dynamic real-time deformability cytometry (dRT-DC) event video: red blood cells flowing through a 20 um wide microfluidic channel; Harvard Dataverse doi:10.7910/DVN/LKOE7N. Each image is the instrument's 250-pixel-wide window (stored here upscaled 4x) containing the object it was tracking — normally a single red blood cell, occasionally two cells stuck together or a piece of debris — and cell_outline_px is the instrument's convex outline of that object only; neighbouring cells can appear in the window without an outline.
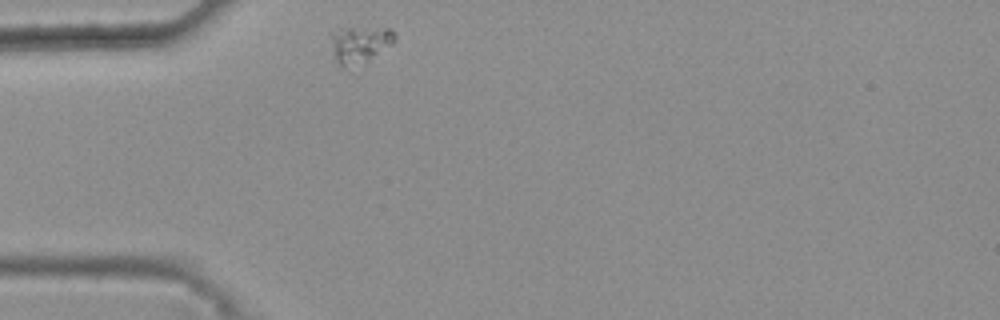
{"species": "common noctule bat (a hibernating species)", "species_latin": "Nyctalus noctula", "temperature_condition": "warm", "stored_images_in_passage": 40, "camera_frame_rate_fps": 3000, "um_per_image_px": 0.085, "animal": {"sex": "female", "body_mass_g": 25.1}, "frame": {"image": 1, "passage_image": 1, "time_ms": 0.0, "image_size_px": [1000, 320], "cell_outline_px": [[396, 40], [392, 44], [344, 68], [336, 60], [332, 40], [332, 36], [336, 28], [388, 28], [396, 36]], "centroid_in_image_um": [30.57, 3.68], "position_along_channel_um": 54.4, "area_um2": 12.48}}
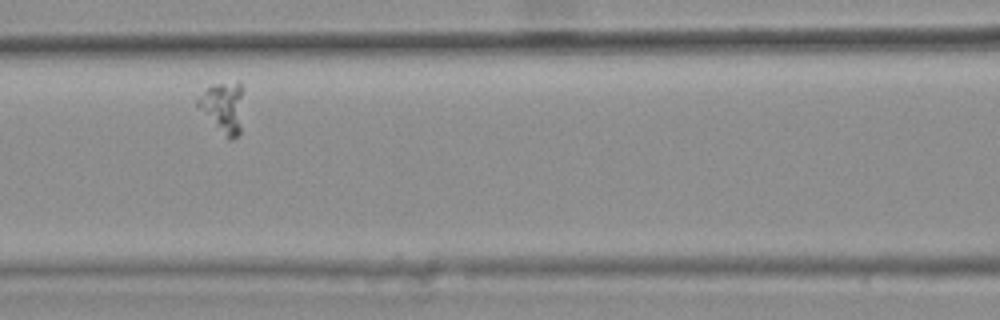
{"frame": {"image": 2, "passage_image": 10, "time_ms": 3.0, "image_size_px": [1000, 320], "cell_outline_px": [[244, 88], [240, 132], [232, 140], [228, 140], [196, 104], [196, 100], [212, 84], [240, 80]], "centroid_in_image_um": [19.03, 9.07], "position_along_channel_um": 147.6, "area_um2": 13.64}}
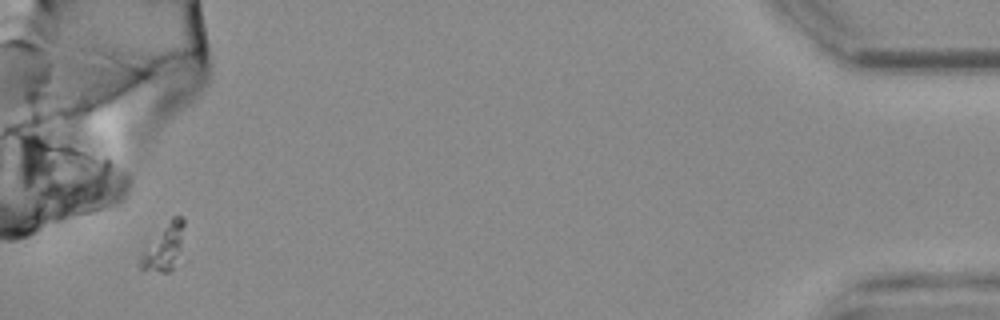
{"frame": {"image": 3, "passage_image": 40, "time_ms": 13.0, "image_size_px": [1000, 320], "cell_outline_px": [[184, 224], [180, 248], [172, 268], [168, 272], [160, 272], [140, 268], [140, 252], [172, 216], [180, 216], [184, 220]], "centroid_in_image_um": [13.9, 20.99], "position_along_channel_um": 421.3, "area_um2": 11.39}}